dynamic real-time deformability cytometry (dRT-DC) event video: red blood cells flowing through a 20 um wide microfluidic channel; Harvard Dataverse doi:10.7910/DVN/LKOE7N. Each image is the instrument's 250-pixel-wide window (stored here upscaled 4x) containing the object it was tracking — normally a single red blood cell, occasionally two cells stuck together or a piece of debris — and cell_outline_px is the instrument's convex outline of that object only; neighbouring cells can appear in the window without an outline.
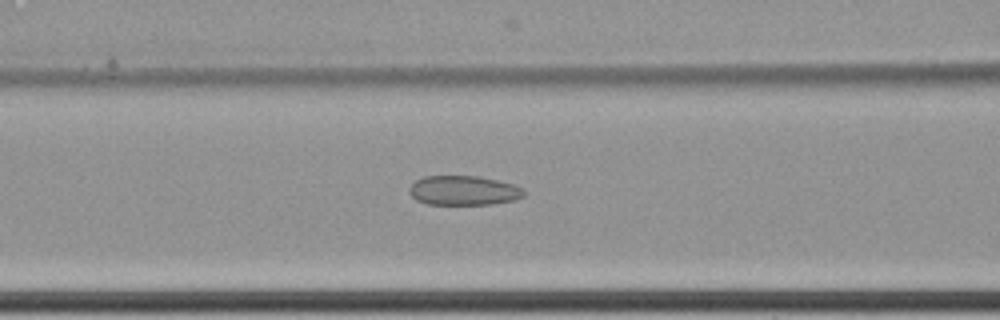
{"species": "common noctule bat (a hibernating species)", "species_latin": "Nyctalus noctula", "temperature_condition": "cold", "stored_images_in_passage": 8, "segment_of_instrument_passage": [2, 2], "camera_frame_rate_fps": 3000, "um_per_image_px": 0.085, "animal": {"sex": "female", "body_mass_g": 22.7, "forearm_length_mm": 54.2}, "frame": {"image": 1, "passage_image": 8, "time_ms": 2.333, "image_size_px": [1000, 320], "cell_outline_px": [[524, 196], [516, 200], [492, 204], [428, 204], [416, 200], [408, 192], [408, 188], [416, 180], [424, 176], [480, 176], [512, 184], [524, 188]], "centroid_in_image_um": [39.41, 16.19], "position_along_channel_um": 127.2, "area_um2": 19.77}}